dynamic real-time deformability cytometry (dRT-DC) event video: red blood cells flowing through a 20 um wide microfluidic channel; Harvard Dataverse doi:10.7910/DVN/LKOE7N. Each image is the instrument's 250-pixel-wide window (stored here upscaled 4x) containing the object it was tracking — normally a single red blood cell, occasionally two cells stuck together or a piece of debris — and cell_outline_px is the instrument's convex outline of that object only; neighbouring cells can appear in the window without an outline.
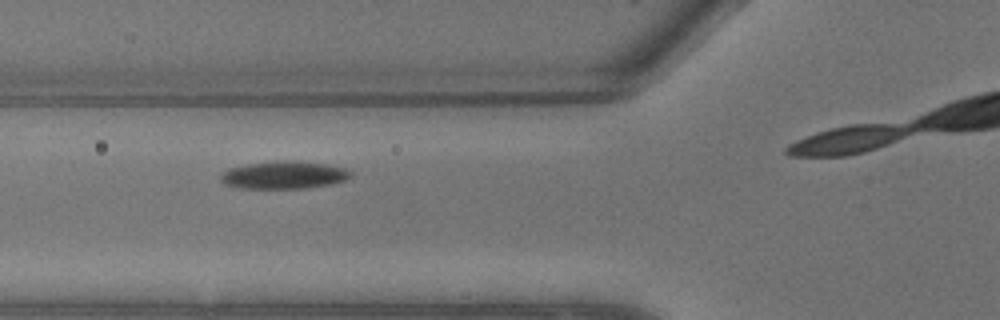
{"species": "common noctule bat (a hibernating species)", "species_latin": "Nyctalus noctula", "temperature_condition": "warm", "stored_images_in_passage": 7, "camera_frame_rate_fps": 3000, "um_per_image_px": 0.085, "animal": {"sex": "male", "body_mass_g": 13.3}, "frame": {"image": 1, "passage_image": 5, "time_ms": 1.333, "image_size_px": [1000, 320], "cell_outline_px": [[352, 176], [344, 180], [332, 184], [308, 188], [240, 188], [224, 184], [220, 180], [220, 176], [228, 168], [248, 164], [276, 160], [288, 160], [324, 164], [344, 168], [352, 172]], "centroid_in_image_um": [24.12, 14.88], "position_along_channel_um": 101.7, "area_um2": 20.92}}